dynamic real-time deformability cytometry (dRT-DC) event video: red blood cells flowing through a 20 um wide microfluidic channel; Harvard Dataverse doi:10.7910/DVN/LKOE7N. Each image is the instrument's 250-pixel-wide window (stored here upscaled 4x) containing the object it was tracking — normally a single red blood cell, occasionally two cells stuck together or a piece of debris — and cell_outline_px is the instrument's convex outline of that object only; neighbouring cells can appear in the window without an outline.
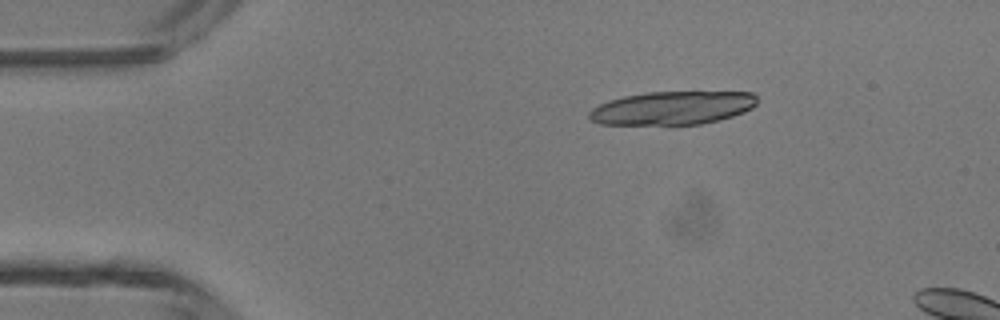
{"species": "common noctule bat (a hibernating species)", "species_latin": "Nyctalus noctula", "temperature_condition": "room temperature", "stored_images_in_passage": 5, "camera_frame_rate_fps": 3000, "um_per_image_px": 0.085, "animal": {"sex": "male", "body_mass_g": 13.3}, "frame": {"image": 1, "passage_image": 1, "time_ms": 0.0, "image_size_px": [1000, 320], "cell_outline_px": [[756, 104], [752, 108], [744, 112], [720, 120], [700, 124], [672, 128], [668, 128], [600, 124], [588, 120], [588, 112], [592, 108], [608, 100], [624, 96], [648, 92], [752, 92], [756, 96]], "centroid_in_image_um": [57.07, 9.24], "position_along_channel_um": 27.9, "area_um2": 34.16}}